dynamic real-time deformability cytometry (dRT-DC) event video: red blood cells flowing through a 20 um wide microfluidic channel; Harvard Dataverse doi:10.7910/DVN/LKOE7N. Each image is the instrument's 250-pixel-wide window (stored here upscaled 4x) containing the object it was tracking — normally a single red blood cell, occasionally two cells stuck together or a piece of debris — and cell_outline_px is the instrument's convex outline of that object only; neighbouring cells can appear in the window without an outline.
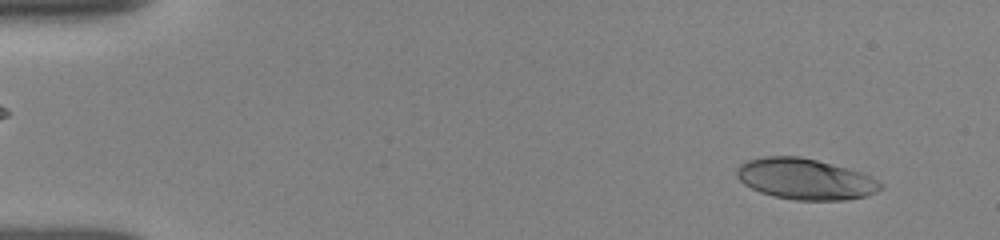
{"species": "human", "species_latin": "Homo sapiens", "temperature_condition": "room temperature", "stored_images_in_passage": 8, "camera_frame_rate_fps": 3000, "um_per_image_px": 0.085, "donor": {"sex": "female"}, "frame": {"image": 1, "passage_image": 1, "time_ms": 0.0, "image_size_px": [1000, 240], "cell_outline_px": [[884, 188], [876, 192], [864, 196], [848, 200], [796, 200], [772, 196], [760, 192], [744, 184], [736, 176], [736, 168], [740, 164], [748, 160], [764, 156], [800, 156], [848, 168], [860, 172], [880, 180], [884, 184]], "centroid_in_image_um": [68.46, 15.22], "position_along_channel_um": 16.5, "area_um2": 34.51}}
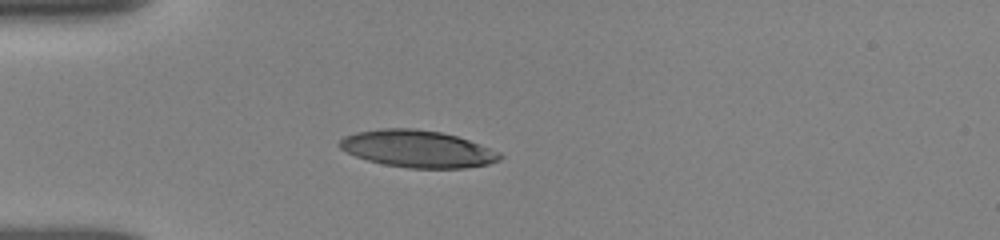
{"frame": {"image": 2, "passage_image": 5, "time_ms": 3.333, "image_size_px": [1000, 240], "cell_outline_px": [[504, 156], [500, 160], [488, 164], [464, 168], [408, 168], [384, 164], [368, 160], [356, 156], [340, 148], [336, 144], [344, 136], [356, 132], [384, 128], [416, 128], [440, 132], [456, 136], [480, 144], [500, 152]], "centroid_in_image_um": [35.5, 12.65], "position_along_channel_um": 49.5, "area_um2": 34.62}}
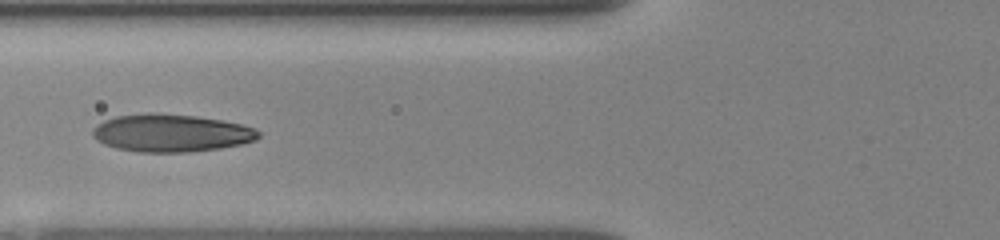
{"frame": {"image": 3, "passage_image": 7, "time_ms": 5.333, "image_size_px": [1000, 240], "cell_outline_px": [[260, 136], [256, 140], [240, 144], [220, 148], [188, 152], [136, 152], [116, 148], [104, 144], [96, 140], [92, 136], [92, 128], [96, 124], [104, 120], [116, 116], [148, 112], [156, 112], [196, 116], [220, 120], [240, 124], [256, 128], [260, 132]], "centroid_in_image_um": [14.51, 11.3], "position_along_channel_um": 111.3, "area_um2": 36.7}}